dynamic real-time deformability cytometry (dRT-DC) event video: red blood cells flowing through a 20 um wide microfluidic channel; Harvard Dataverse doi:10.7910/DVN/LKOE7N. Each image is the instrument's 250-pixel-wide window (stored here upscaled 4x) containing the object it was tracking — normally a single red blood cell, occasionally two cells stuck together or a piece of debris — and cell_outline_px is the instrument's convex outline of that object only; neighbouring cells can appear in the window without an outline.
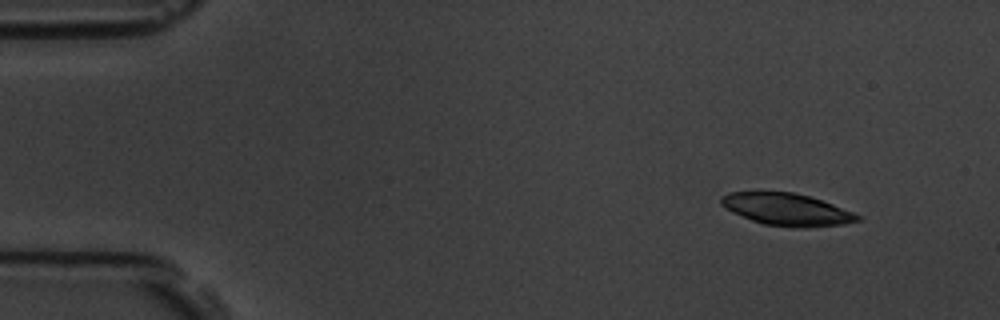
{"species": "common noctule bat (a hibernating species)", "species_latin": "Nyctalus noctula", "temperature_condition": "room temperature", "stored_images_in_passage": 4, "camera_frame_rate_fps": 3000, "um_per_image_px": 0.085, "animal": {"sex": "male", "body_mass_g": 19.5, "forearm_length_mm": 54.6}, "frame": {"image": 1, "passage_image": 1, "time_ms": 0.0, "image_size_px": [1000, 320], "cell_outline_px": [[864, 220], [844, 224], [804, 228], [796, 228], [764, 224], [752, 220], [732, 212], [724, 208], [720, 204], [720, 196], [728, 192], [792, 192], [808, 196], [832, 204], [864, 216]], "centroid_in_image_um": [66.9, 17.81], "position_along_channel_um": 18.1, "area_um2": 25.72}}